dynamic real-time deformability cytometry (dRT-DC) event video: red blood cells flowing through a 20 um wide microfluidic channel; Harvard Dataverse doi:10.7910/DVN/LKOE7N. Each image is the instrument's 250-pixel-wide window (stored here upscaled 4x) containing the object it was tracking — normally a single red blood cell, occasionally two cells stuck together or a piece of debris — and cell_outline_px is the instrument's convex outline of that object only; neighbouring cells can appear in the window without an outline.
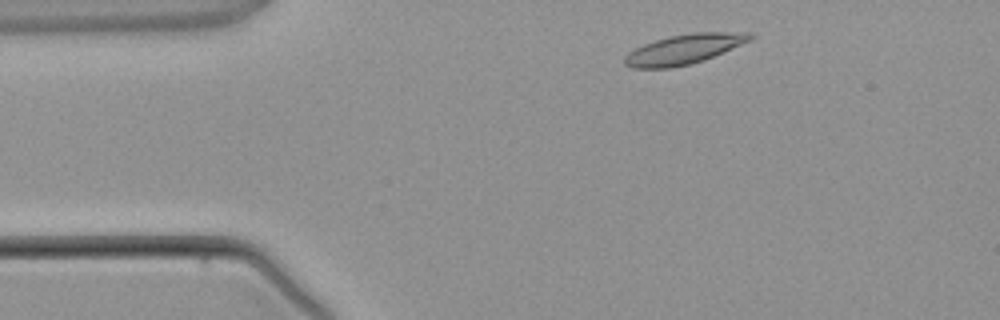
{"species": "common noctule bat (a hibernating species)", "species_latin": "Nyctalus noctula", "temperature_condition": "warm", "stored_images_in_passage": 2, "camera_frame_rate_fps": 3000, "um_per_image_px": 0.085, "animal": {"sex": "male", "body_mass_g": 21.5, "forearm_length_mm": 52.0}, "frame": {"image": 1, "passage_image": 1, "time_ms": 0.0, "image_size_px": [1000, 320], "cell_outline_px": [[756, 36], [752, 40], [704, 60], [672, 68], [632, 68], [624, 64], [624, 56], [628, 52], [644, 44], [668, 36], [692, 32], [756, 32]], "centroid_in_image_um": [58.19, 4.17], "position_along_channel_um": 26.8, "area_um2": 21.96}}